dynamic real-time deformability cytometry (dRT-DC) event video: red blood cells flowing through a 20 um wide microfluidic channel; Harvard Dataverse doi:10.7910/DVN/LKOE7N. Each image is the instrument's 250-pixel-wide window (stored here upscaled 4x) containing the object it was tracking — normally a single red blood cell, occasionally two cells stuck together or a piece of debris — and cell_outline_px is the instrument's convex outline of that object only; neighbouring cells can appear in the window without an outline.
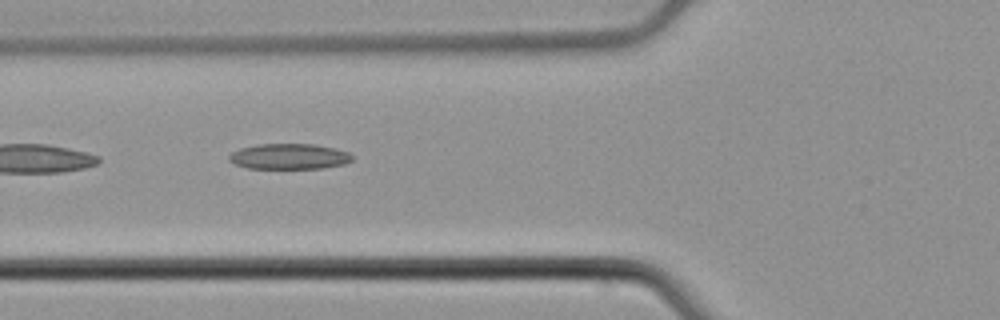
{"species": "common noctule bat (a hibernating species)", "species_latin": "Nyctalus noctula", "temperature_condition": "cold", "stored_images_in_passage": 4, "camera_frame_rate_fps": 3000, "um_per_image_px": 0.085, "animal": {"sex": "male", "body_mass_g": 21.5, "forearm_length_mm": 52.0}, "frame": {"image": 1, "passage_image": 3, "time_ms": 0.667, "image_size_px": [1000, 320], "cell_outline_px": [[352, 160], [344, 164], [324, 168], [248, 168], [236, 164], [228, 160], [228, 156], [232, 152], [240, 148], [256, 144], [316, 144], [336, 148], [348, 152], [352, 156]], "centroid_in_image_um": [24.58, 13.29], "position_along_channel_um": 101.2, "area_um2": 18.38}}
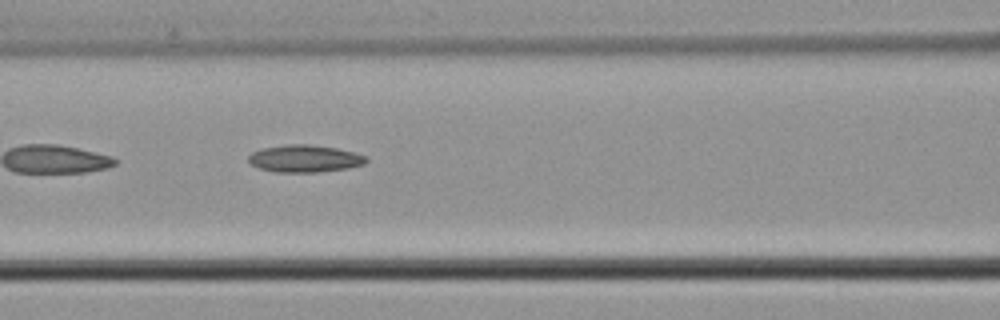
{"frame": {"image": 2, "passage_image": 4, "time_ms": 1.0, "image_size_px": [1000, 320], "cell_outline_px": [[368, 160], [364, 164], [348, 168], [316, 172], [276, 172], [260, 168], [252, 164], [248, 160], [248, 156], [252, 152], [264, 148], [288, 144], [308, 144], [336, 148], [368, 156]], "centroid_in_image_um": [25.92, 13.48], "position_along_channel_um": 140.7, "area_um2": 18.55}}